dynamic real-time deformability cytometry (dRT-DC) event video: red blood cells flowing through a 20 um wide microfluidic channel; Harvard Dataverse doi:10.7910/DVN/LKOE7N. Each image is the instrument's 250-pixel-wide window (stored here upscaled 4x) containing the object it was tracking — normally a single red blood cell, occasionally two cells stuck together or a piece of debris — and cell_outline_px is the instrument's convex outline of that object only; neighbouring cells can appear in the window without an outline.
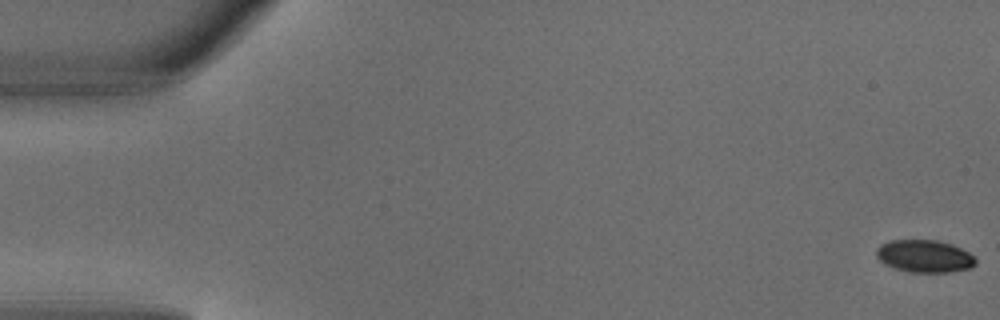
{"species": "common noctule bat (a hibernating species)", "species_latin": "Nyctalus noctula", "temperature_condition": "warm", "stored_images_in_passage": 5, "camera_frame_rate_fps": 3000, "um_per_image_px": 0.085, "animal": {"sex": "male", "body_mass_g": 18.8}, "frame": {"image": 1, "passage_image": 1, "time_ms": 0.0, "image_size_px": [1000, 320], "cell_outline_px": [[976, 264], [972, 268], [948, 272], [912, 272], [896, 268], [884, 264], [876, 256], [876, 248], [880, 244], [888, 240], [936, 240], [952, 244], [968, 252], [976, 260]], "centroid_in_image_um": [78.57, 21.77], "position_along_channel_um": 6.4, "area_um2": 18.79}}
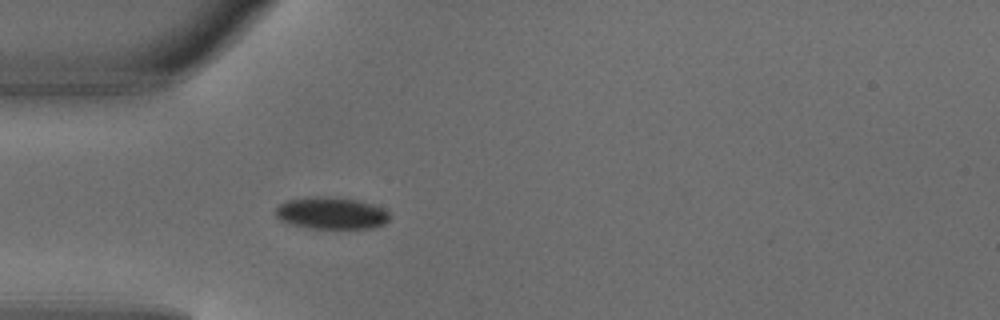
{"frame": {"image": 2, "passage_image": 5, "time_ms": 1.333, "image_size_px": [1000, 320], "cell_outline_px": [[388, 220], [384, 224], [372, 228], [308, 228], [288, 224], [280, 220], [276, 216], [276, 208], [280, 204], [288, 200], [308, 196], [328, 196], [356, 200], [372, 204], [384, 208], [388, 212]], "centroid_in_image_um": [28.13, 18.11], "position_along_channel_um": 56.9, "area_um2": 21.33}}